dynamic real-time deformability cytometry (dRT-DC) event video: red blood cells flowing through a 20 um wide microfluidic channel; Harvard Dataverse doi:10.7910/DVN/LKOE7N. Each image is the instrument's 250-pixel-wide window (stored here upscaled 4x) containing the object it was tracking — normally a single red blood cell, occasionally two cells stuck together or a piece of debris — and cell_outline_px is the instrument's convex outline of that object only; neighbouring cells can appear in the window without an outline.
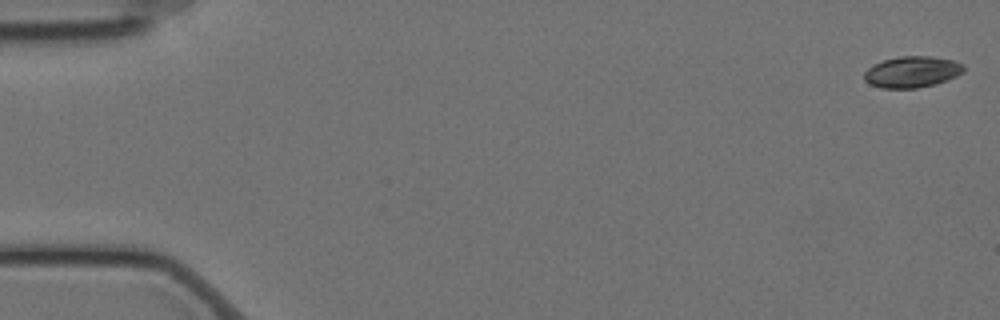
{"species": "Egyptian fruit bat (a non-hibernating species)", "species_latin": "Rousettus aegyptiacus", "temperature_condition": "cold", "stored_images_in_passage": 58, "camera_frame_rate_fps": 3000, "um_per_image_px": 0.085, "animal": {"sex": "female"}, "frame": {"image": 1, "passage_image": 1, "time_ms": 0.0, "image_size_px": [1000, 320], "cell_outline_px": [[964, 72], [956, 76], [936, 84], [916, 88], [880, 88], [868, 84], [864, 80], [864, 72], [868, 68], [884, 60], [900, 56], [932, 56], [952, 60], [964, 64]], "centroid_in_image_um": [77.52, 6.12], "position_along_channel_um": 7.5, "area_um2": 18.15}}
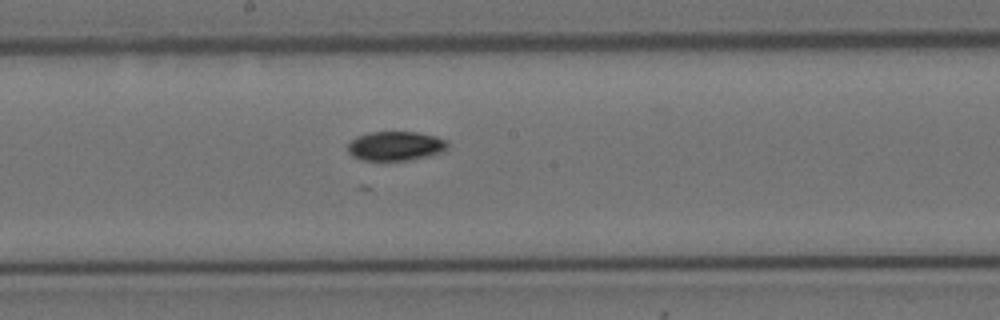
{"frame": {"image": 2, "passage_image": 31, "time_ms": 10.0, "image_size_px": [1000, 320], "cell_outline_px": [[448, 148], [432, 156], [408, 160], [364, 160], [352, 156], [348, 152], [348, 144], [356, 136], [368, 132], [416, 132], [436, 136], [448, 140]], "centroid_in_image_um": [33.64, 12.4], "position_along_channel_um": 214.6, "area_um2": 17.17}}
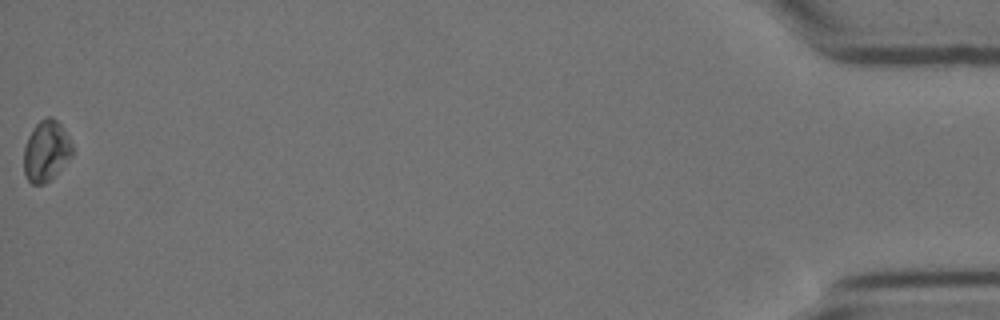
{"frame": {"image": 3, "passage_image": 58, "time_ms": 19.0, "image_size_px": [1000, 320], "cell_outline_px": [[72, 156], [44, 184], [32, 184], [28, 180], [24, 172], [24, 148], [28, 136], [32, 128], [40, 120], [48, 116], [52, 116], [64, 128], [72, 144]], "centroid_in_image_um": [3.91, 12.8], "position_along_channel_um": 431.3, "area_um2": 16.99}}